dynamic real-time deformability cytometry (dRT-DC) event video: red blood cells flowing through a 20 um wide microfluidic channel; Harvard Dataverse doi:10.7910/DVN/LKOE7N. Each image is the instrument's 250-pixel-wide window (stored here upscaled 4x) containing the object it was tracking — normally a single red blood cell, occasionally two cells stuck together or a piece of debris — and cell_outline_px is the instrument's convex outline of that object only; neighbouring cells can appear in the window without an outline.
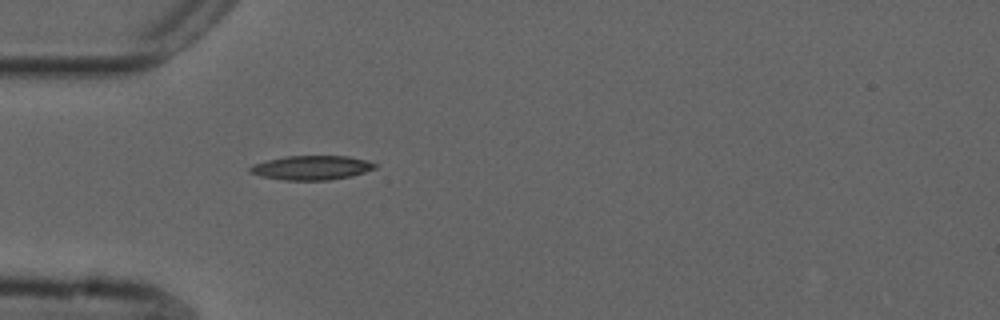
{"species": "common noctule bat (a hibernating species)", "species_latin": "Nyctalus noctula", "temperature_condition": "cold", "stored_images_in_passage": 39, "camera_frame_rate_fps": 3000, "um_per_image_px": 0.085, "animal": {"sex": "male", "forearm_length_mm": 52.5}, "frame": {"image": 1, "passage_image": 1, "time_ms": 0.0, "image_size_px": [1000, 320], "cell_outline_px": [[376, 168], [352, 176], [328, 180], [284, 180], [260, 176], [248, 172], [248, 168], [252, 164], [284, 156], [348, 156], [368, 160], [376, 164]], "centroid_in_image_um": [26.46, 14.25], "position_along_channel_um": 58.5, "area_um2": 17.74}}
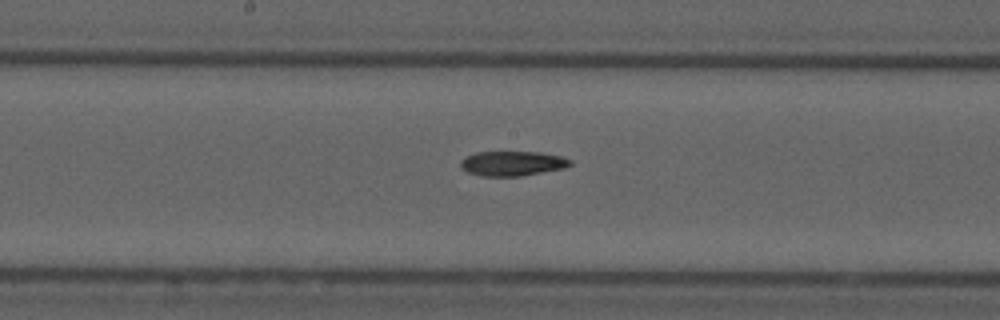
{"frame": {"image": 2, "passage_image": 13, "time_ms": 4.0, "image_size_px": [1000, 320], "cell_outline_px": [[572, 164], [564, 168], [520, 176], [484, 176], [468, 172], [460, 164], [460, 160], [476, 152], [540, 152], [560, 156], [572, 160]], "centroid_in_image_um": [43.58, 13.89], "position_along_channel_um": 204.6, "area_um2": 15.61}}
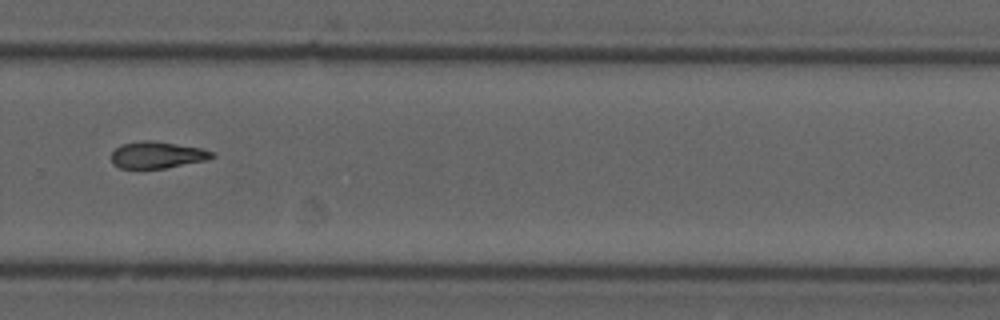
{"frame": {"image": 3, "passage_image": 22, "time_ms": 7.0, "image_size_px": [1000, 320], "cell_outline_px": [[216, 156], [208, 160], [164, 168], [120, 168], [112, 164], [112, 152], [120, 144], [140, 140], [152, 140], [200, 148], [212, 152]], "centroid_in_image_um": [13.34, 13.16], "position_along_channel_um": 316.5, "area_um2": 15.66}}